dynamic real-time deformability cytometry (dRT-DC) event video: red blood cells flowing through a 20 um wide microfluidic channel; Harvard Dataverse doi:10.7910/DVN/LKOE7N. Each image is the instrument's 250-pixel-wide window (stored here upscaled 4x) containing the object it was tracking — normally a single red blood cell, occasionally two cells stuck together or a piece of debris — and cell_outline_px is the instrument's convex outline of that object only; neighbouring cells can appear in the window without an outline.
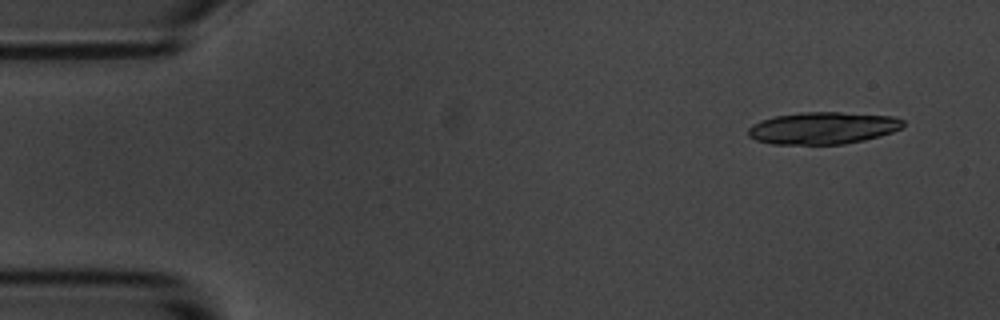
{"species": "common noctule bat (a hibernating species)", "species_latin": "Nyctalus noctula", "temperature_condition": "room temperature", "stored_images_in_passage": 9, "camera_frame_rate_fps": 3000, "um_per_image_px": 0.085, "animal": {"sex": "male", "body_mass_g": 20.1, "forearm_length_mm": 53.5}, "frame": {"image": 1, "passage_image": 1, "time_ms": 0.0, "image_size_px": [1000, 320], "cell_outline_px": [[904, 124], [900, 128], [892, 132], [880, 136], [864, 140], [844, 144], [772, 144], [756, 140], [748, 136], [748, 128], [752, 124], [776, 116], [800, 112], [840, 112], [892, 116], [904, 120]], "centroid_in_image_um": [69.95, 10.88], "position_along_channel_um": 15.1, "area_um2": 28.9}}
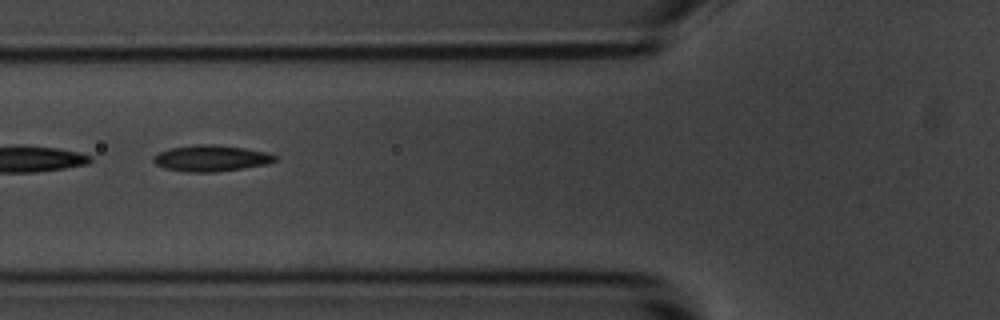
{"frame": {"image": 2, "passage_image": 6, "time_ms": 5.667, "image_size_px": [1000, 320], "cell_outline_px": [[276, 160], [268, 164], [244, 168], [216, 172], [184, 172], [164, 168], [156, 164], [152, 160], [152, 156], [160, 152], [172, 148], [196, 144], [212, 144], [244, 148], [268, 152], [276, 156]], "centroid_in_image_um": [17.94, 13.46], "position_along_channel_um": 107.9, "area_um2": 18.61}}
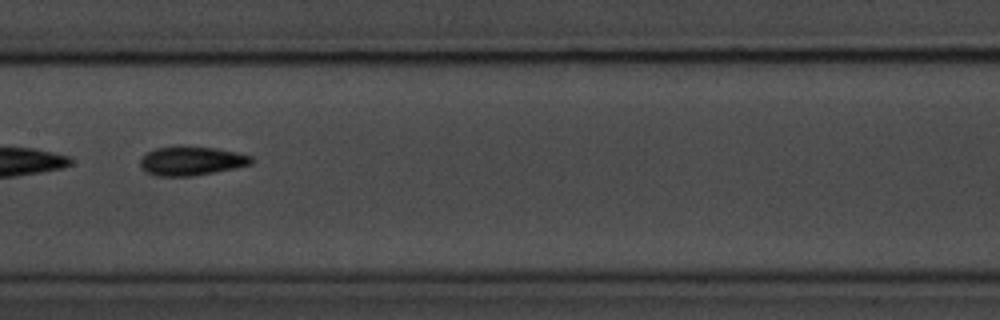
{"frame": {"image": 3, "passage_image": 8, "time_ms": 8.0, "image_size_px": [1000, 320], "cell_outline_px": [[256, 160], [252, 164], [236, 168], [216, 172], [192, 176], [156, 176], [144, 172], [140, 168], [140, 160], [148, 152], [156, 148], [216, 148], [236, 152], [252, 156]], "centroid_in_image_um": [16.31, 13.72], "position_along_channel_um": 191.1, "area_um2": 18.5}}